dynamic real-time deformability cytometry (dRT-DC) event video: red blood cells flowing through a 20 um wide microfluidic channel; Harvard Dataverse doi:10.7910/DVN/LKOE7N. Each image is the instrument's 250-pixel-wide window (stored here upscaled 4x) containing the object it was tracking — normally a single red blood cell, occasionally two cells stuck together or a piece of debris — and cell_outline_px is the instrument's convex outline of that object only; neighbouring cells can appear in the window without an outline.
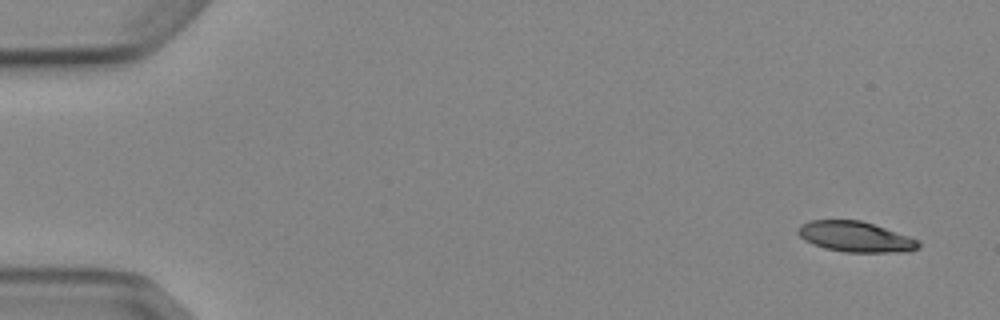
{"species": "Egyptian fruit bat (a non-hibernating species)", "species_latin": "Rousettus aegyptiacus", "temperature_condition": "cold", "stored_images_in_passage": 6, "camera_frame_rate_fps": 3000, "um_per_image_px": 0.085, "animal": {"sex": "female"}, "frame": {"image": 1, "passage_image": 1, "time_ms": 0.0, "image_size_px": [1000, 320], "cell_outline_px": [[920, 248], [908, 252], [844, 252], [824, 248], [812, 244], [804, 240], [796, 232], [796, 228], [800, 224], [812, 220], [860, 220], [920, 240]], "centroid_in_image_um": [72.69, 20.13], "position_along_channel_um": 12.3, "area_um2": 21.5}}
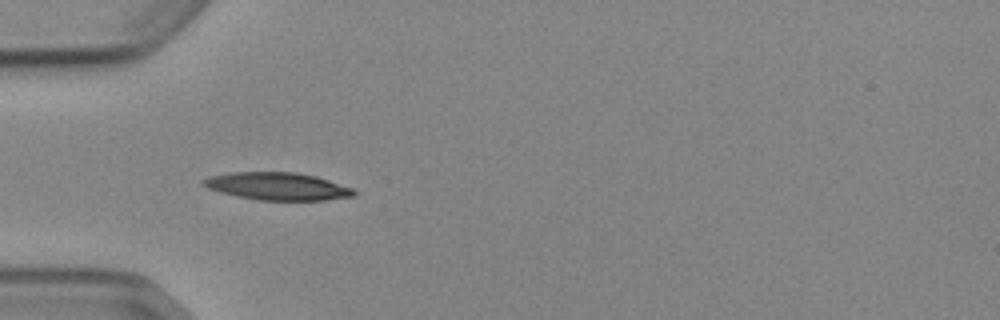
{"frame": {"image": 2, "passage_image": 5, "time_ms": 4.667, "image_size_px": [1000, 320], "cell_outline_px": [[356, 196], [324, 200], [256, 200], [236, 196], [220, 192], [208, 188], [200, 184], [200, 180], [208, 176], [232, 172], [296, 172], [316, 176], [352, 188], [356, 192]], "centroid_in_image_um": [23.54, 15.83], "position_along_channel_um": 61.5, "area_um2": 24.33}}
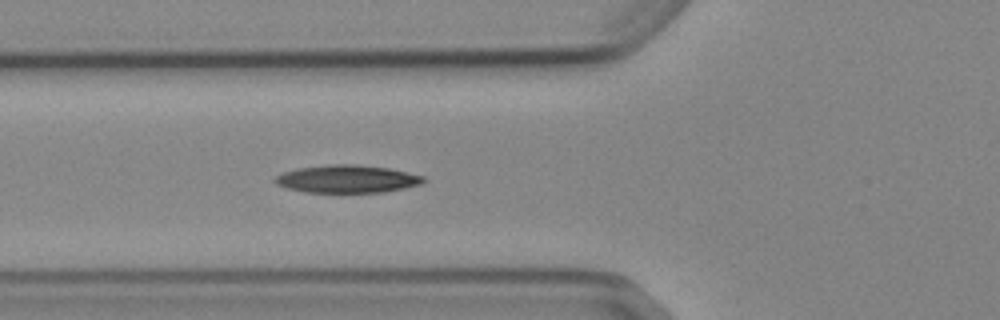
{"frame": {"image": 3, "passage_image": 6, "time_ms": 5.667, "image_size_px": [1000, 320], "cell_outline_px": [[424, 184], [384, 192], [304, 192], [288, 188], [276, 184], [272, 180], [276, 176], [284, 172], [296, 168], [328, 164], [356, 164], [388, 168], [424, 176]], "centroid_in_image_um": [29.49, 15.2], "position_along_channel_um": 96.3, "area_um2": 24.04}}